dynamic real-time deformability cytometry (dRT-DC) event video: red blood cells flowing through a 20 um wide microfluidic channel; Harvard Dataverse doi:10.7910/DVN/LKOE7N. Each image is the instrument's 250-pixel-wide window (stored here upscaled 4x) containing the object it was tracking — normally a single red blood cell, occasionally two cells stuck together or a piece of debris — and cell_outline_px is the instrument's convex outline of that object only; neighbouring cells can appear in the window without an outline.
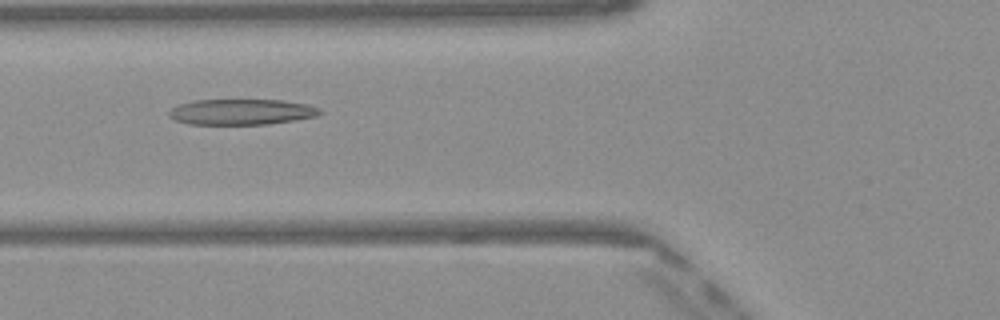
{"species": "Egyptian fruit bat (a non-hibernating species)", "species_latin": "Rousettus aegyptiacus", "temperature_condition": "warm", "stored_images_in_passage": 43, "camera_frame_rate_fps": 3000, "um_per_image_px": 0.085, "frame": {"image": 1, "passage_image": 12, "time_ms": 3.667, "image_size_px": [1000, 320], "cell_outline_px": [[324, 112], [316, 116], [296, 120], [268, 124], [188, 124], [176, 120], [168, 116], [168, 112], [172, 108], [180, 104], [192, 100], [284, 100], [308, 104], [320, 108]], "centroid_in_image_um": [20.56, 9.51], "position_along_channel_um": 105.2, "area_um2": 22.72}}
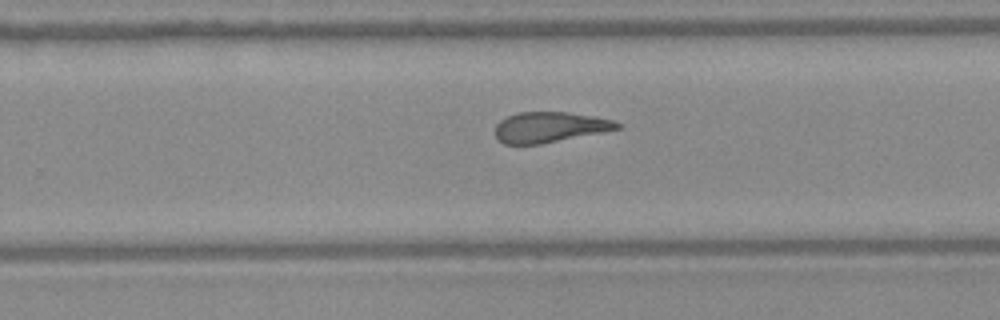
{"frame": {"image": 2, "passage_image": 25, "time_ms": 8.0, "image_size_px": [1000, 320], "cell_outline_px": [[620, 128], [540, 144], [504, 144], [496, 140], [496, 124], [500, 120], [516, 112], [568, 112], [592, 116], [612, 120], [620, 124]], "centroid_in_image_um": [46.65, 10.8], "position_along_channel_um": 283.2, "area_um2": 21.39}}
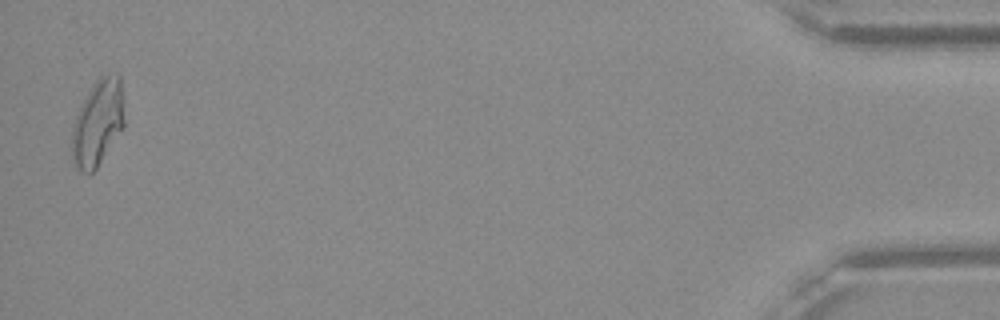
{"frame": {"image": 3, "passage_image": 42, "time_ms": 13.667, "image_size_px": [1000, 320], "cell_outline_px": [[124, 128], [96, 168], [88, 176], [80, 172], [76, 168], [72, 160], [72, 128], [76, 116], [92, 84], [100, 76], [108, 72], [116, 72], [120, 76], [124, 120]], "centroid_in_image_um": [8.31, 10.45], "position_along_channel_um": 426.9, "area_um2": 26.47}, "authors_computed_cell_mechanics": {"area_um2": 23.409, "velocity_mm_per_s": 4.1012, "shape_relaxation_time_tau1_ms": null, "shape_relaxation_time_tau2_ms": 2.2865, "deformation_change_tau1": null, "deformation_change_tau2": 0.1127}}